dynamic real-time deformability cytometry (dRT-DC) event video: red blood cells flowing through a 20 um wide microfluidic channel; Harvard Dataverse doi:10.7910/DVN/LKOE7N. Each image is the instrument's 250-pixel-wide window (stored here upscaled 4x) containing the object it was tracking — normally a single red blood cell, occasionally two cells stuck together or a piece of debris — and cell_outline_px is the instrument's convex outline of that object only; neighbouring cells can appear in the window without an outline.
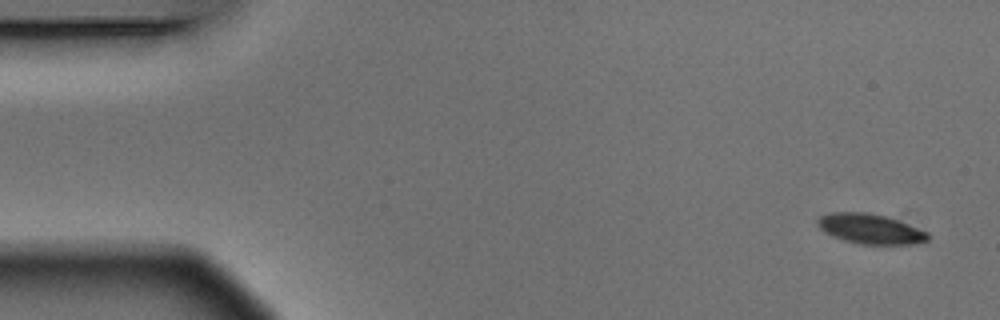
{"species": "Egyptian fruit bat (a non-hibernating species)", "species_latin": "Rousettus aegyptiacus", "temperature_condition": "warm", "stored_images_in_passage": 2, "segment_of_instrument_passage": [2, 2], "camera_frame_rate_fps": 3000, "um_per_image_px": 0.085, "animal": {"sex": "male"}, "frame": {"image": 1, "passage_image": 2, "time_ms": 0.333, "image_size_px": [1000, 320], "cell_outline_px": [[928, 240], [916, 244], [860, 244], [844, 240], [832, 236], [824, 232], [816, 224], [816, 220], [820, 216], [828, 212], [864, 212], [888, 216], [928, 232]], "centroid_in_image_um": [73.95, 19.44], "position_along_channel_um": 11.1, "area_um2": 19.36}}